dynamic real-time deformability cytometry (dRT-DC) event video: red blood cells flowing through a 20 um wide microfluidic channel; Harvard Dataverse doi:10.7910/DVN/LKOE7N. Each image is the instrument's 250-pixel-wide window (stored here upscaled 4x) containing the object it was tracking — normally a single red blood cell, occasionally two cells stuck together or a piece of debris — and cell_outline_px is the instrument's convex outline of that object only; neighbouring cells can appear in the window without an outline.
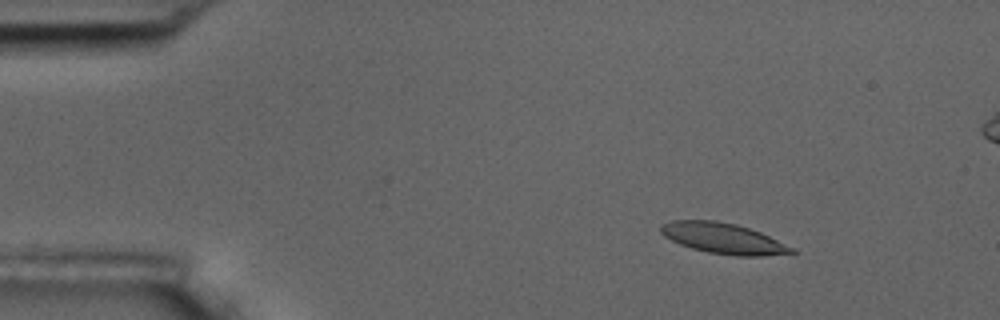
{"species": "common noctule bat (a hibernating species)", "species_latin": "Nyctalus noctula", "temperature_condition": "room temperature", "stored_images_in_passage": 6, "camera_frame_rate_fps": 3000, "um_per_image_px": 0.085, "animal": {"sex": "male", "body_mass_g": 17.5, "forearm_length_mm": 52.3}, "frame": {"image": 1, "passage_image": 3, "time_ms": 2.333, "image_size_px": [1000, 320], "cell_outline_px": [[796, 252], [760, 256], [736, 256], [708, 252], [692, 248], [680, 244], [664, 236], [660, 232], [660, 224], [672, 220], [716, 220], [736, 224], [760, 232], [796, 248]], "centroid_in_image_um": [61.47, 20.25], "position_along_channel_um": 23.5, "area_um2": 23.35}}